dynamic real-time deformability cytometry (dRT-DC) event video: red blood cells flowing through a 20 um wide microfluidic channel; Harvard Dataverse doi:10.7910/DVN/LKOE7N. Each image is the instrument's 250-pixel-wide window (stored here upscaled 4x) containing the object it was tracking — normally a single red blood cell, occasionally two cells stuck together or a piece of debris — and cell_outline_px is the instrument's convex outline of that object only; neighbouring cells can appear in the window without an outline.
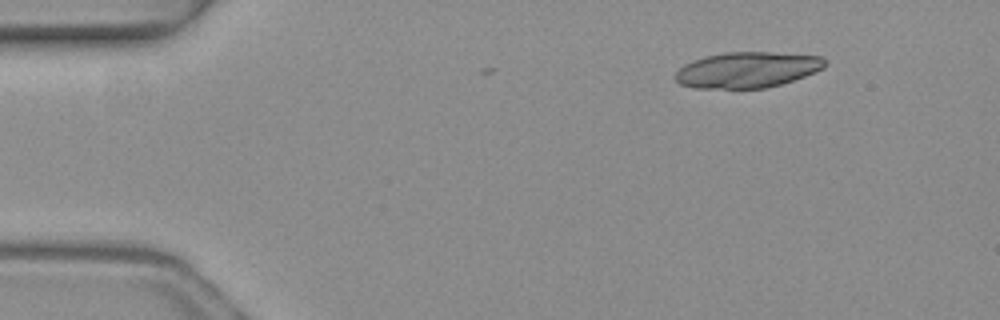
{"species": "common noctule bat (a hibernating species)", "species_latin": "Nyctalus noctula", "temperature_condition": "warm", "stored_images_in_passage": 3, "camera_frame_rate_fps": 3000, "um_per_image_px": 0.085, "animal": {"sex": "female", "body_mass_g": 19.3, "forearm_length_mm": 54.1}, "frame": {"image": 1, "passage_image": 1, "time_ms": 0.0, "image_size_px": [1000, 320], "cell_outline_px": [[828, 64], [824, 68], [804, 76], [780, 84], [764, 88], [696, 88], [680, 84], [676, 80], [676, 72], [684, 64], [692, 60], [704, 56], [724, 52], [772, 52], [824, 56], [828, 60]], "centroid_in_image_um": [63.55, 5.92], "position_along_channel_um": 21.5, "area_um2": 31.33}}